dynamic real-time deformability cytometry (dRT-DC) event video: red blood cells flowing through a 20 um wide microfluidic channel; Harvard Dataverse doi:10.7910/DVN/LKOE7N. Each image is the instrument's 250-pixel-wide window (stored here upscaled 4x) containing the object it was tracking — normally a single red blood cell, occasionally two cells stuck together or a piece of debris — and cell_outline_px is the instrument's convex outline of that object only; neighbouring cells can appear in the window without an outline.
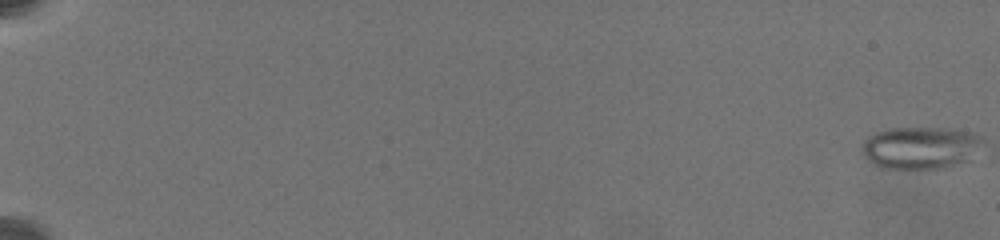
{"species": "common noctule bat (a hibernating species)", "species_latin": "Nyctalus noctula", "temperature_condition": "warm", "stored_images_in_passage": 75, "camera_frame_rate_fps": 3000, "um_per_image_px": 0.085, "animal": {"sex": "female", "body_mass_g": 19.5, "forearm_length_mm": 54.1}, "frame": {"image": 1, "passage_image": 1, "time_ms": 0.0, "image_size_px": [1000, 240], "cell_outline_px": [[984, 140], [964, 160], [944, 168], [880, 168], [872, 164], [860, 152], [860, 148], [864, 140], [868, 136], [876, 132], [888, 128], [948, 128], [972, 132], [980, 136]], "centroid_in_image_um": [78.12, 12.54], "position_along_channel_um": 6.9, "area_um2": 29.42}}
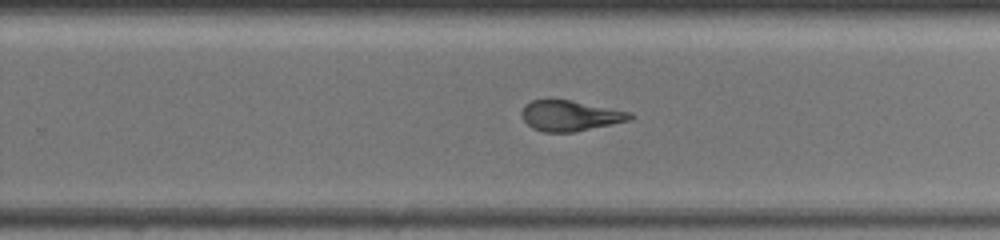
{"frame": {"image": 2, "passage_image": 53, "time_ms": 15.0, "image_size_px": [1000, 240], "cell_outline_px": [[636, 116], [632, 120], [572, 132], [544, 132], [532, 128], [524, 120], [520, 112], [524, 104], [532, 100], [548, 96], [552, 96], [632, 112]], "centroid_in_image_um": [48.43, 9.78], "position_along_channel_um": 281.4, "area_um2": 20.0}}
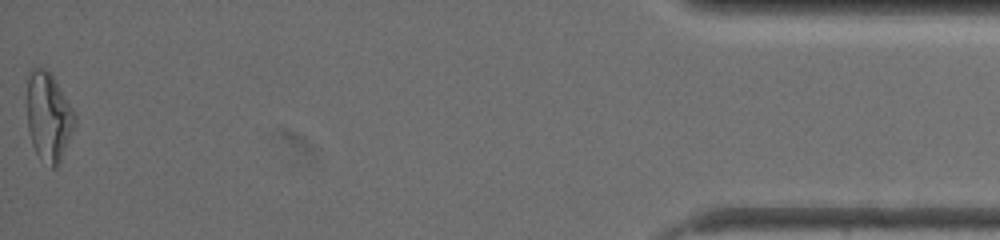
{"frame": {"image": 3, "passage_image": 75, "time_ms": 21.667, "image_size_px": [1000, 240], "cell_outline_px": [[76, 124], [60, 160], [56, 168], [52, 168], [40, 160], [32, 144], [28, 128], [28, 72], [32, 68], [44, 68], [52, 76], [76, 112]], "centroid_in_image_um": [4.14, 9.94], "position_along_channel_um": 431.1, "area_um2": 24.57}, "authors_computed_cell_mechanics": {"area_um2": 23.987, "velocity_mm_per_s": 3.4107, "shape_relaxation_time_tau1_ms": null, "shape_relaxation_time_tau2_ms": 1.4505, "deformation_change_tau1": null, "deformation_change_tau2": 0.0964}}